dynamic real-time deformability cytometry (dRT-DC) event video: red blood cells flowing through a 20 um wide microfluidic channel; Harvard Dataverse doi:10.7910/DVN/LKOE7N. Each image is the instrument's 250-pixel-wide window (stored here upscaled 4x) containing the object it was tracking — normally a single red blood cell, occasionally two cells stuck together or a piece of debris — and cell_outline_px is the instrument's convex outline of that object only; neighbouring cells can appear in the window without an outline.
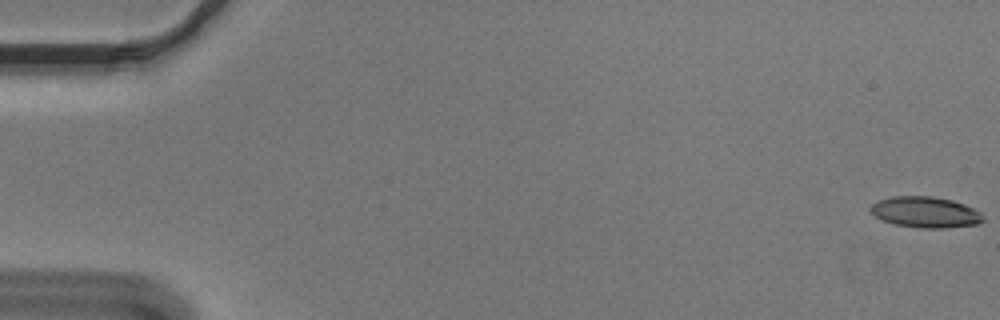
{"species": "Egyptian fruit bat (a non-hibernating species)", "species_latin": "Rousettus aegyptiacus", "temperature_condition": "cold", "stored_images_in_passage": 56, "camera_frame_rate_fps": 3000, "um_per_image_px": 0.085, "animal": {"sex": "male"}, "frame": {"image": 1, "passage_image": 1, "time_ms": 0.0, "image_size_px": [1000, 320], "cell_outline_px": [[984, 220], [976, 224], [944, 228], [920, 228], [892, 224], [880, 220], [868, 208], [872, 204], [880, 200], [892, 196], [932, 196], [952, 200], [964, 204], [980, 212]], "centroid_in_image_um": [78.62, 18.04], "position_along_channel_um": 6.4, "area_um2": 20.29}}
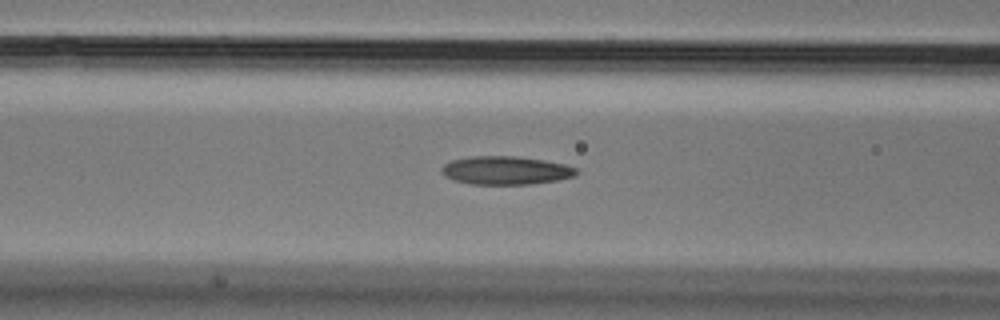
{"frame": {"image": 2, "passage_image": 23, "time_ms": 7.333, "image_size_px": [1000, 320], "cell_outline_px": [[580, 172], [576, 176], [556, 180], [532, 184], [468, 184], [452, 180], [444, 176], [440, 172], [440, 168], [444, 164], [452, 160], [472, 156], [516, 156], [544, 160], [564, 164], [576, 168]], "centroid_in_image_um": [42.97, 14.49], "position_along_channel_um": 123.6, "area_um2": 22.48}}
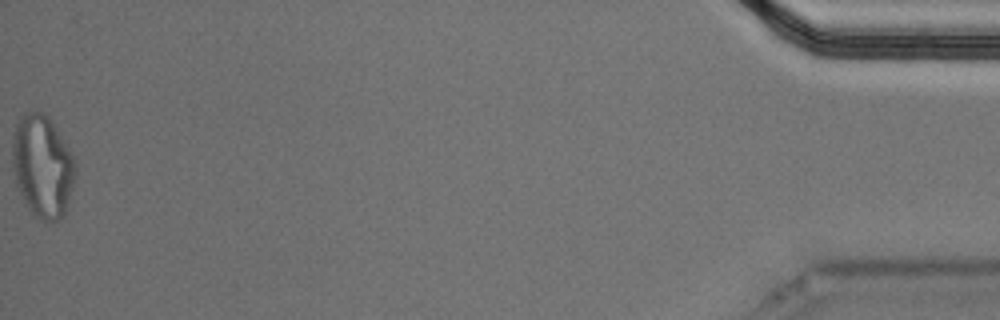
{"frame": {"image": 3, "passage_image": 56, "time_ms": 18.333, "image_size_px": [1000, 320], "cell_outline_px": [[76, 176], [64, 216], [56, 220], [44, 220], [36, 216], [28, 208], [16, 184], [12, 164], [12, 144], [16, 124], [24, 112], [40, 112], [48, 116], [56, 128], [76, 160]], "centroid_in_image_um": [3.62, 14.12], "position_along_channel_um": 431.6, "area_um2": 37.45}, "authors_computed_cell_mechanics": {"area_um2": 21.7328, "velocity_mm_per_s": 3.6653, "shape_relaxation_time_tau1_ms": 10.9563, "shape_relaxation_time_tau2_ms": 1.5601, "deformation_change_tau1": 0.309, "deformation_change_tau2": 0.1053}}